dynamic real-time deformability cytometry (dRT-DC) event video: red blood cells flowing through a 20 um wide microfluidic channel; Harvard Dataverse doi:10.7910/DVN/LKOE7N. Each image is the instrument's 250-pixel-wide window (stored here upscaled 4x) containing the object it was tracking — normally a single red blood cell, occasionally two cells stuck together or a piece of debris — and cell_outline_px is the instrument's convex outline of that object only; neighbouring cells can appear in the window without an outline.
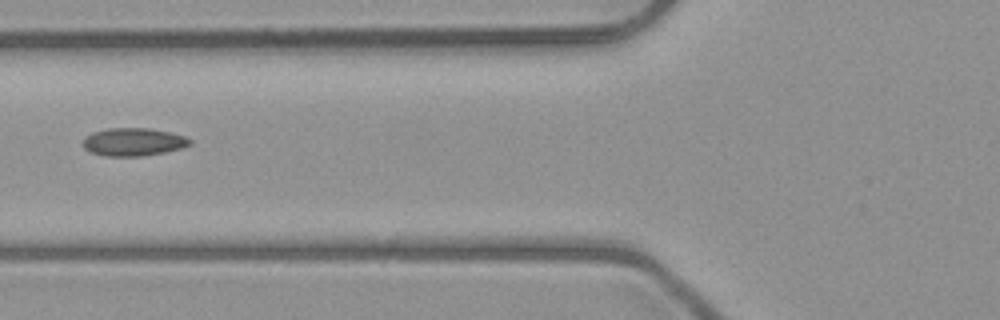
{"species": "common noctule bat (a hibernating species)", "species_latin": "Nyctalus noctula", "temperature_condition": "room temperature", "stored_images_in_passage": 4, "camera_frame_rate_fps": 3000, "um_per_image_px": 0.085, "animal": {"sex": "male", "body_mass_g": 23.1, "forearm_length_mm": 52.7}, "frame": {"image": 1, "passage_image": 4, "time_ms": 4.333, "image_size_px": [1000, 320], "cell_outline_px": [[192, 144], [180, 148], [164, 152], [140, 156], [104, 156], [92, 152], [84, 148], [84, 140], [92, 132], [108, 128], [148, 128], [168, 132], [184, 136], [192, 140]], "centroid_in_image_um": [11.35, 12.06], "position_along_channel_um": 114.5, "area_um2": 17.17}}